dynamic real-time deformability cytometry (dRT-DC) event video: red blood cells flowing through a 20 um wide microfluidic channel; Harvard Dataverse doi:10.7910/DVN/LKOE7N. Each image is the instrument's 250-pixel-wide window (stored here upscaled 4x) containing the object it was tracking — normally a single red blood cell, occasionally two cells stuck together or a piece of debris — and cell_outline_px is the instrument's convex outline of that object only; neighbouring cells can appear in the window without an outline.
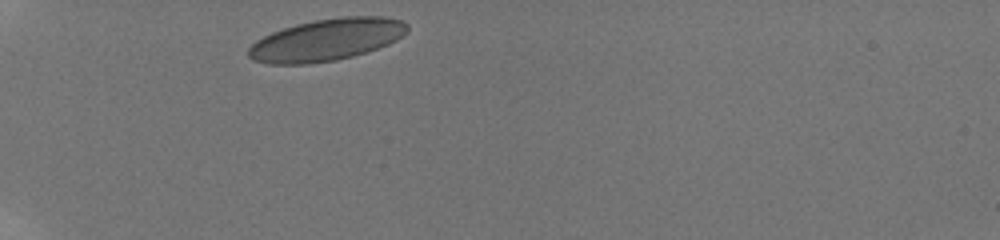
{"species": "human", "species_latin": "Homo sapiens", "temperature_condition": "room temperature", "stored_images_in_passage": 27, "camera_frame_rate_fps": 3000, "um_per_image_px": 0.085, "donor": {"sex": "male"}, "frame": {"image": 1, "passage_image": 1, "time_ms": 0.0, "image_size_px": [1000, 240], "cell_outline_px": [[408, 32], [396, 40], [388, 44], [352, 56], [336, 60], [308, 64], [268, 64], [252, 60], [248, 56], [248, 48], [256, 40], [272, 32], [296, 24], [316, 20], [340, 16], [384, 16], [400, 20], [408, 24]], "centroid_in_image_um": [27.75, 3.38], "position_along_channel_um": 57.2, "area_um2": 38.84}}
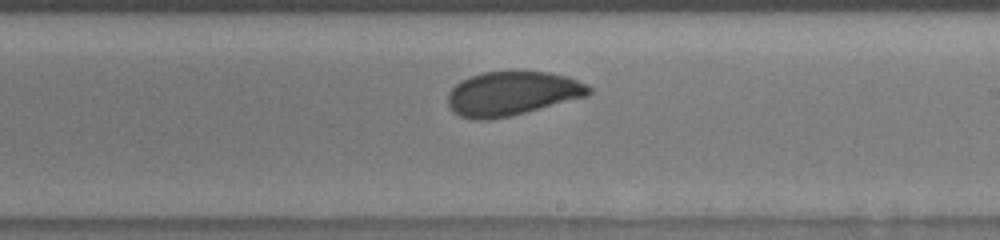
{"frame": {"image": 2, "passage_image": 18, "time_ms": 5.667, "image_size_px": [1000, 240], "cell_outline_px": [[592, 92], [588, 96], [512, 116], [488, 120], [472, 120], [460, 116], [452, 112], [448, 104], [448, 92], [460, 80], [484, 72], [552, 72], [568, 76], [588, 84], [592, 88]], "centroid_in_image_um": [43.55, 7.96], "position_along_channel_um": 245.5, "area_um2": 36.59}}
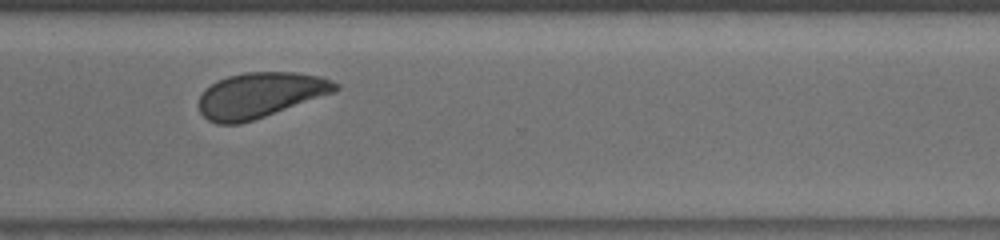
{"frame": {"image": 3, "passage_image": 26, "time_ms": 8.333, "image_size_px": [1000, 240], "cell_outline_px": [[340, 88], [336, 92], [240, 124], [216, 124], [208, 120], [200, 112], [200, 96], [204, 88], [216, 80], [228, 76], [244, 72], [296, 72], [320, 76], [332, 80], [340, 84]], "centroid_in_image_um": [22.12, 8.07], "position_along_channel_um": 348.5, "area_um2": 36.13}}